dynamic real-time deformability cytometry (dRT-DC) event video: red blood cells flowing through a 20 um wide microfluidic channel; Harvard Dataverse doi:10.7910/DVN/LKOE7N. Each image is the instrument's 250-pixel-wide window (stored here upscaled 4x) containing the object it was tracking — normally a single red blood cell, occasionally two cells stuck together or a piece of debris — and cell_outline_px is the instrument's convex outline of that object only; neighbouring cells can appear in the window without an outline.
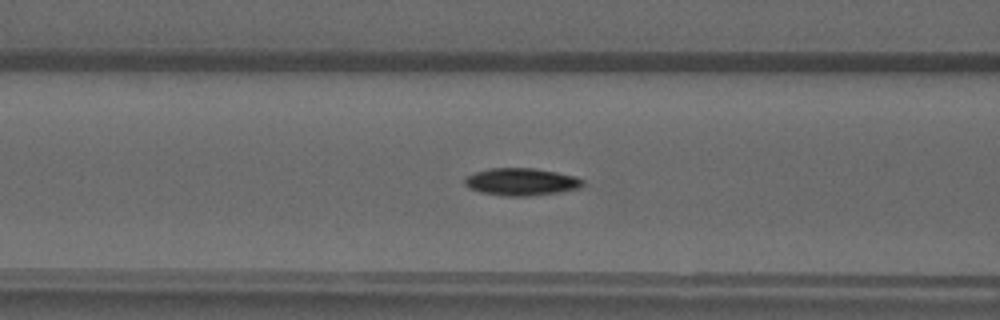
{"species": "common noctule bat (a hibernating species)", "species_latin": "Nyctalus noctula", "temperature_condition": "warm", "stored_images_in_passage": 35, "segment_of_instrument_passage": [1, 2], "camera_frame_rate_fps": 3000, "um_per_image_px": 0.085, "animal": {"sex": "male", "forearm_length_mm": 52.5}, "frame": {"image": 1, "passage_image": 5, "time_ms": 1.333, "image_size_px": [1000, 320], "cell_outline_px": [[584, 184], [580, 188], [560, 192], [528, 196], [508, 196], [480, 192], [468, 188], [464, 184], [464, 176], [488, 168], [536, 168], [576, 176], [584, 180]], "centroid_in_image_um": [44.3, 15.45], "position_along_channel_um": 122.3, "area_um2": 19.02}}
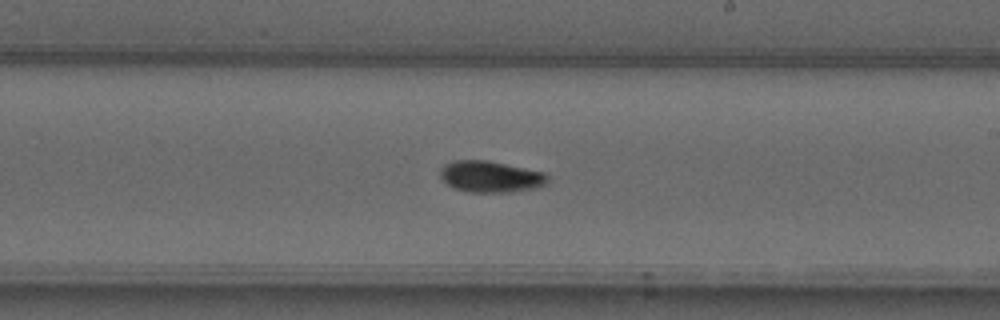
{"frame": {"image": 2, "passage_image": 14, "time_ms": 4.333, "image_size_px": [1000, 320], "cell_outline_px": [[548, 184], [540, 188], [512, 192], [468, 192], [452, 188], [440, 180], [440, 168], [444, 164], [456, 160], [484, 160], [548, 172]], "centroid_in_image_um": [41.72, 15.03], "position_along_channel_um": 247.3, "area_um2": 20.17}}
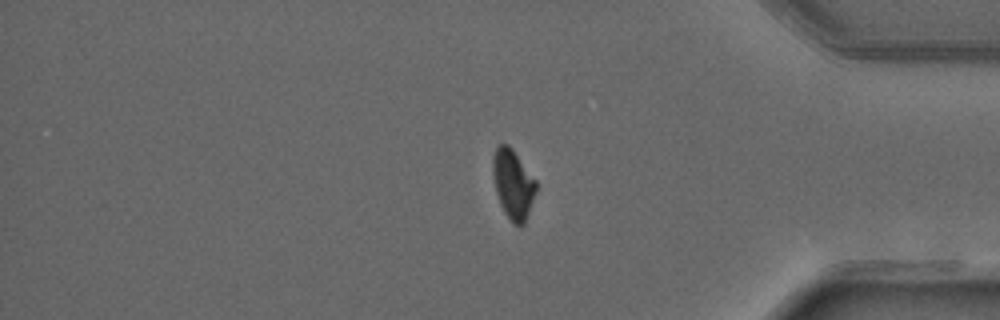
{"frame": {"image": 3, "passage_image": 26, "time_ms": 8.333, "image_size_px": [1000, 320], "cell_outline_px": [[536, 188], [524, 224], [520, 228], [504, 212], [500, 204], [496, 192], [492, 172], [492, 160], [496, 148], [500, 144], [508, 144], [512, 148], [536, 180]], "centroid_in_image_um": [43.59, 15.62], "position_along_channel_um": 391.6, "area_um2": 17.17}}